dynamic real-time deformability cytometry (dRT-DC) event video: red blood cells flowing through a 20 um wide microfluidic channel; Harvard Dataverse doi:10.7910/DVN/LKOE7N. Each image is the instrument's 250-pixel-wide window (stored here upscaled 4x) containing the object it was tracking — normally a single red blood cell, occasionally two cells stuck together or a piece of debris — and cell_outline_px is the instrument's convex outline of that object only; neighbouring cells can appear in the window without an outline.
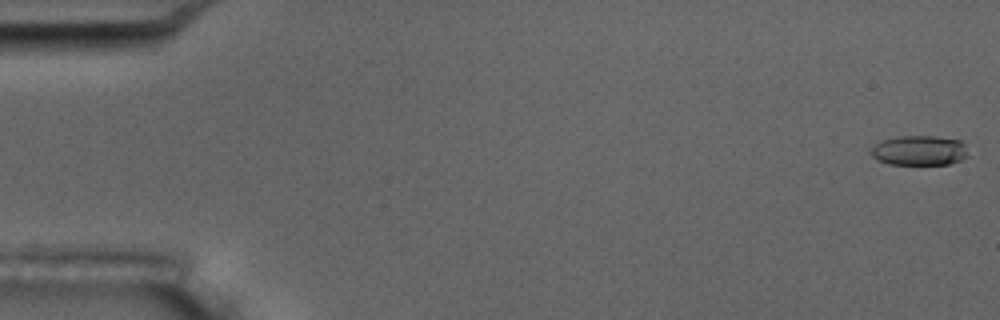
{"species": "common noctule bat (a hibernating species)", "species_latin": "Nyctalus noctula", "temperature_condition": "room temperature", "stored_images_in_passage": 6, "camera_frame_rate_fps": 3000, "um_per_image_px": 0.085, "animal": {"sex": "male", "body_mass_g": 17.5, "forearm_length_mm": 52.3}, "frame": {"image": 1, "passage_image": 1, "time_ms": 0.0, "image_size_px": [1000, 320], "cell_outline_px": [[968, 156], [960, 160], [948, 164], [888, 164], [876, 160], [872, 156], [872, 148], [876, 144], [884, 140], [900, 136], [936, 136], [960, 140], [964, 144]], "centroid_in_image_um": [78.15, 12.79], "position_along_channel_um": 6.8, "area_um2": 16.76}}
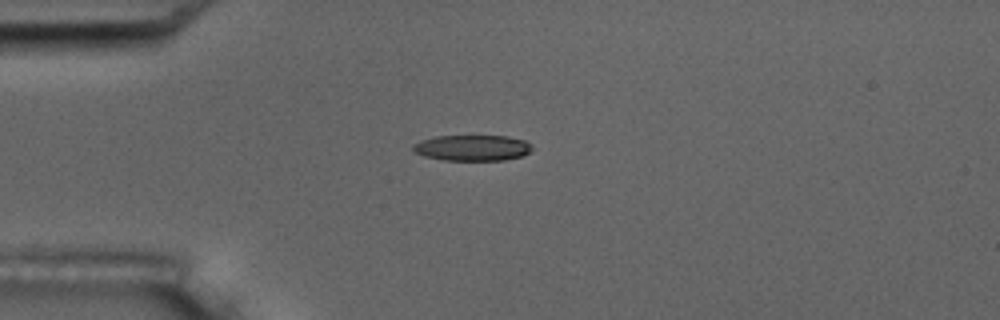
{"frame": {"image": 2, "passage_image": 5, "time_ms": 4.667, "image_size_px": [1000, 320], "cell_outline_px": [[532, 148], [524, 156], [504, 160], [444, 160], [424, 156], [416, 152], [412, 148], [412, 144], [420, 140], [436, 136], [508, 136], [524, 140]], "centroid_in_image_um": [40.12, 12.56], "position_along_channel_um": 44.9, "area_um2": 17.86}}